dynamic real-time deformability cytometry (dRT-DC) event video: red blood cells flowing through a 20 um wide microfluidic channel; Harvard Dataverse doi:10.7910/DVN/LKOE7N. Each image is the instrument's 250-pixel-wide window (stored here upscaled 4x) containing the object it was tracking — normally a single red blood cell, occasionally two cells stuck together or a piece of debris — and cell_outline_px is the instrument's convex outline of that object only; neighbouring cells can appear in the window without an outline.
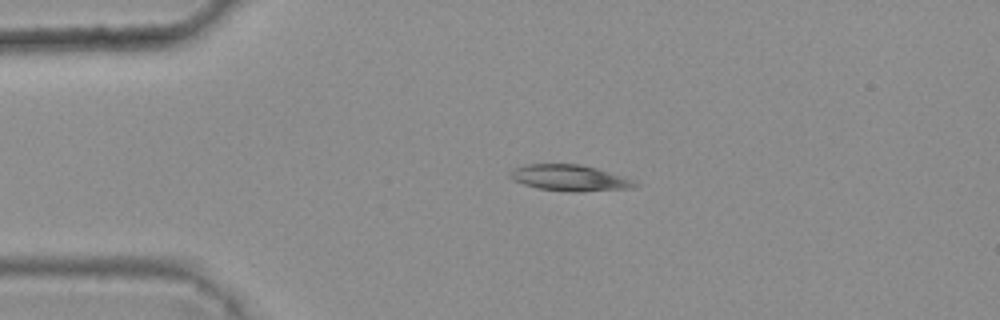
{"species": "common noctule bat (a hibernating species)", "species_latin": "Nyctalus noctula", "temperature_condition": "warm", "stored_images_in_passage": 2, "camera_frame_rate_fps": 3000, "um_per_image_px": 0.085, "animal": {"sex": "female", "body_mass_g": 25.1}, "frame": {"image": 1, "passage_image": 1, "time_ms": 0.0, "image_size_px": [1000, 320], "cell_outline_px": [[640, 184], [632, 188], [540, 188], [524, 184], [512, 180], [508, 176], [508, 172], [512, 168], [524, 164], [580, 164], [596, 168], [632, 180]], "centroid_in_image_um": [48.26, 15.03], "position_along_channel_um": 36.7, "area_um2": 17.51}}